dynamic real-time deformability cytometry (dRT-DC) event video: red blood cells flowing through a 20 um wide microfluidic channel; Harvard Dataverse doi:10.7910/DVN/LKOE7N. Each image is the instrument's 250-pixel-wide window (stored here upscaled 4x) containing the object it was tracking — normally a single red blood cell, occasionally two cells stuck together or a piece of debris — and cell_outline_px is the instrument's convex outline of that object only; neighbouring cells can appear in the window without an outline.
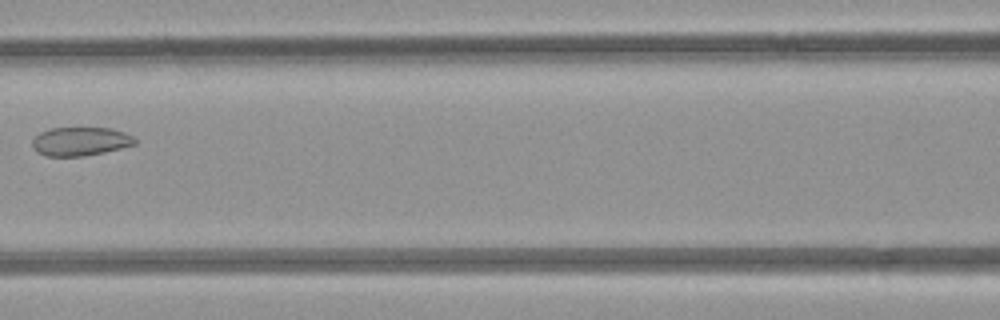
{"species": "common noctule bat (a hibernating species)", "species_latin": "Nyctalus noctula", "temperature_condition": "room temperature", "stored_images_in_passage": 7, "camera_frame_rate_fps": 3000, "um_per_image_px": 0.085, "animal": {"sex": "female", "body_mass_g": 21.9}, "frame": {"image": 1, "passage_image": 6, "time_ms": 7.0, "image_size_px": [1000, 320], "cell_outline_px": [[136, 144], [104, 152], [84, 156], [48, 156], [36, 152], [32, 144], [32, 140], [40, 132], [52, 128], [112, 128], [124, 132], [132, 136], [136, 140]], "centroid_in_image_um": [6.83, 12.02], "position_along_channel_um": 159.8, "area_um2": 17.05}}
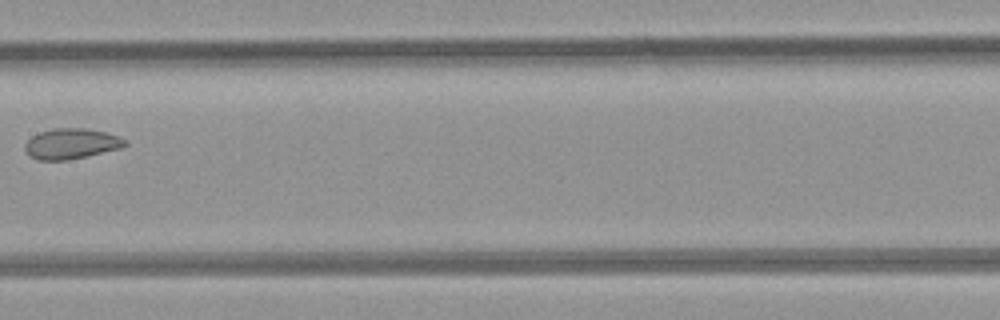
{"frame": {"image": 2, "passage_image": 7, "time_ms": 8.0, "image_size_px": [1000, 320], "cell_outline_px": [[128, 144], [120, 148], [68, 160], [40, 160], [28, 156], [24, 148], [24, 144], [32, 136], [40, 132], [52, 128], [84, 128], [108, 132], [128, 140]], "centroid_in_image_um": [6.05, 12.21], "position_along_channel_um": 201.3, "area_um2": 17.86}}